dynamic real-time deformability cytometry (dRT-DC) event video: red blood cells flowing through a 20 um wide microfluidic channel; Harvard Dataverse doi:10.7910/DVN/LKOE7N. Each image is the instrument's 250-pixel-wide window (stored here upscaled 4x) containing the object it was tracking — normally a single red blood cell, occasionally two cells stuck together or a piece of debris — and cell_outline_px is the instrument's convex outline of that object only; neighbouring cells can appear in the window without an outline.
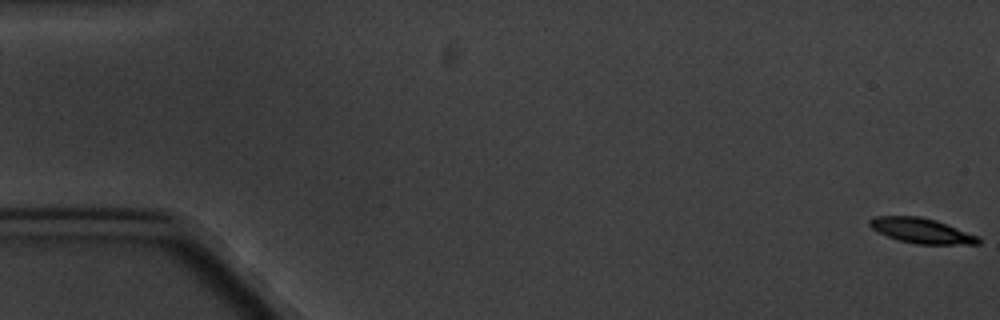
{"species": "common noctule bat (a hibernating species)", "species_latin": "Nyctalus noctula", "temperature_condition": "cold", "stored_images_in_passage": 7, "camera_frame_rate_fps": 3000, "um_per_image_px": 0.085, "animal": {"sex": "male", "body_mass_g": 20.1, "forearm_length_mm": 53.5}, "frame": {"image": 1, "passage_image": 1, "time_ms": 0.0, "image_size_px": [1000, 320], "cell_outline_px": [[980, 244], [916, 244], [900, 240], [876, 232], [868, 224], [868, 220], [872, 216], [920, 216], [936, 220], [980, 236]], "centroid_in_image_um": [78.32, 19.6], "position_along_channel_um": 6.7, "area_um2": 16.01}}
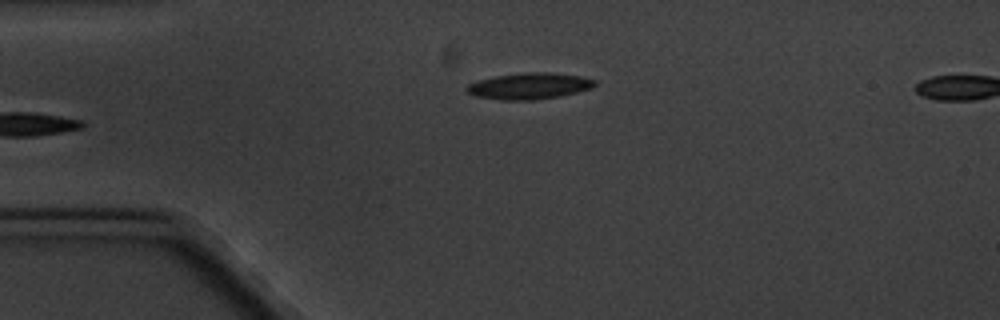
{"frame": {"image": 2, "passage_image": 7, "time_ms": 6.667, "image_size_px": [1000, 320], "cell_outline_px": [[596, 84], [592, 88], [560, 96], [532, 100], [500, 100], [476, 96], [468, 92], [464, 88], [468, 84], [476, 80], [496, 76], [524, 72], [552, 72], [580, 76], [596, 80]], "centroid_in_image_um": [44.97, 7.3], "position_along_channel_um": 40.0, "area_um2": 19.71}}